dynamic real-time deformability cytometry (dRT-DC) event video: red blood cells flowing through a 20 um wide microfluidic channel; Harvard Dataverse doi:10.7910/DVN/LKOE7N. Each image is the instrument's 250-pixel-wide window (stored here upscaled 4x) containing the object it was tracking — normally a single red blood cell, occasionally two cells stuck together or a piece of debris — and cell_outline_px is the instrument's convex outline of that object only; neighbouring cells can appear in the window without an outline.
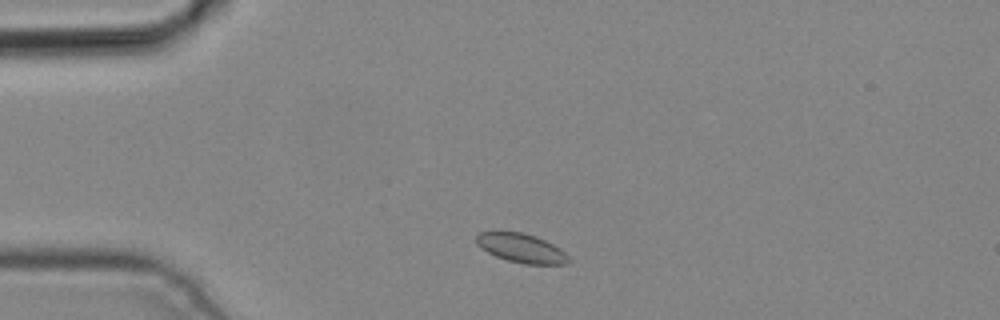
{"species": "common noctule bat (a hibernating species)", "species_latin": "Nyctalus noctula", "temperature_condition": "cold", "stored_images_in_passage": 4, "camera_frame_rate_fps": 3000, "um_per_image_px": 0.085, "animal": {"sex": "male", "body_mass_g": 19.2, "forearm_length_mm": 51.8}, "frame": {"image": 1, "passage_image": 2, "time_ms": 0.333, "image_size_px": [1000, 320], "cell_outline_px": [[568, 264], [524, 264], [508, 260], [496, 256], [480, 248], [476, 244], [476, 232], [524, 232], [536, 236], [560, 248], [568, 256]], "centroid_in_image_um": [44.28, 21.08], "position_along_channel_um": 40.7, "area_um2": 15.55}}
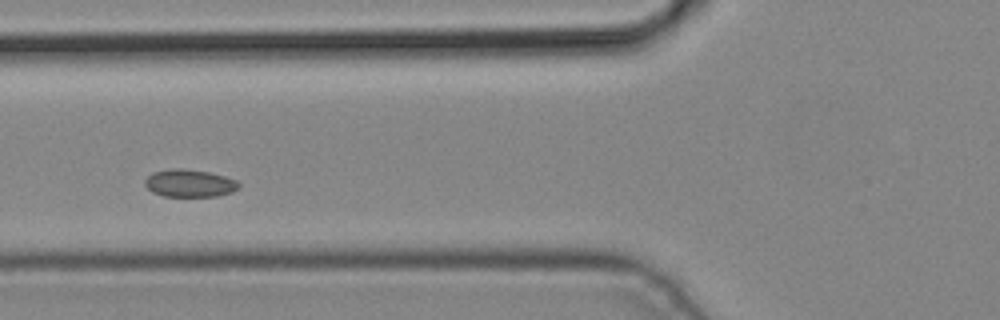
{"frame": {"image": 2, "passage_image": 4, "time_ms": 1.0, "image_size_px": [1000, 320], "cell_outline_px": [[240, 188], [232, 192], [216, 196], [164, 196], [152, 192], [144, 184], [144, 180], [152, 172], [172, 168], [180, 168], [208, 172], [224, 176], [236, 180], [240, 184]], "centroid_in_image_um": [16.11, 15.57], "position_along_channel_um": 109.7, "area_um2": 15.09}}